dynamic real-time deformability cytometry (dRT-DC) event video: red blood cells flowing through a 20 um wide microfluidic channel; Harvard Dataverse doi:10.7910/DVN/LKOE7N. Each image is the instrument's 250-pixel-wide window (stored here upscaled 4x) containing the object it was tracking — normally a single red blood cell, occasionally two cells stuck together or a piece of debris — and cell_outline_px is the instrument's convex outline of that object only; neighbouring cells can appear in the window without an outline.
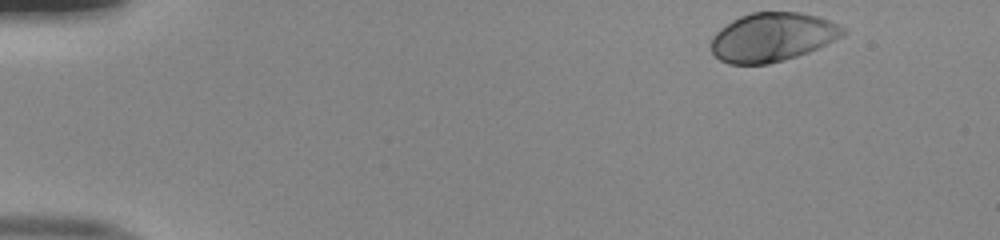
{"species": "human", "species_latin": "Homo sapiens", "temperature_condition": "room temperature", "stored_images_in_passage": 47, "camera_frame_rate_fps": 3000, "um_per_image_px": 0.085, "donor": {"sex": "male"}, "frame": {"image": 1, "passage_image": 1, "time_ms": 0.0, "image_size_px": [1000, 240], "cell_outline_px": [[848, 32], [808, 52], [784, 60], [768, 64], [728, 64], [720, 60], [712, 52], [712, 36], [720, 28], [732, 20], [740, 16], [752, 12], [800, 12], [816, 16], [828, 20], [848, 28]], "centroid_in_image_um": [65.64, 3.15], "position_along_channel_um": 19.4, "area_um2": 37.34}}
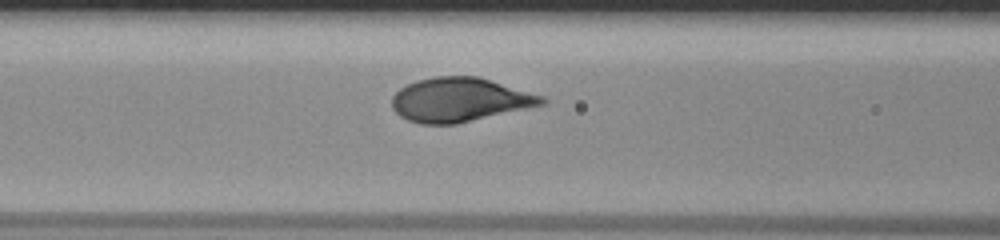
{"frame": {"image": 2, "passage_image": 18, "time_ms": 5.667, "image_size_px": [1000, 240], "cell_outline_px": [[548, 100], [544, 104], [456, 124], [420, 124], [408, 120], [400, 116], [392, 108], [392, 96], [400, 88], [416, 80], [436, 76], [480, 76], [544, 96]], "centroid_in_image_um": [39.07, 8.47], "position_along_channel_um": 127.5, "area_um2": 38.49}}
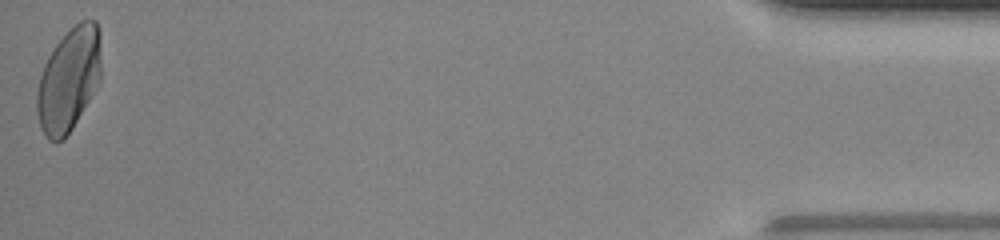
{"frame": {"image": 3, "passage_image": 47, "time_ms": 15.333, "image_size_px": [1000, 240], "cell_outline_px": [[100, 80], [92, 96], [72, 128], [64, 140], [56, 144], [48, 140], [40, 128], [36, 112], [36, 96], [40, 76], [44, 64], [48, 56], [56, 44], [80, 20], [96, 20], [100, 32]], "centroid_in_image_um": [5.84, 6.82], "position_along_channel_um": 429.4, "area_um2": 38.9}, "authors_computed_cell_mechanics": {"area_um2": 37.859, "velocity_mm_per_s": 3.9939, "shape_relaxation_time_tau1_ms": 2.6373, "shape_relaxation_time_tau2_ms": null, "deformation_change_tau1": 0.16, "deformation_change_tau2": null}}